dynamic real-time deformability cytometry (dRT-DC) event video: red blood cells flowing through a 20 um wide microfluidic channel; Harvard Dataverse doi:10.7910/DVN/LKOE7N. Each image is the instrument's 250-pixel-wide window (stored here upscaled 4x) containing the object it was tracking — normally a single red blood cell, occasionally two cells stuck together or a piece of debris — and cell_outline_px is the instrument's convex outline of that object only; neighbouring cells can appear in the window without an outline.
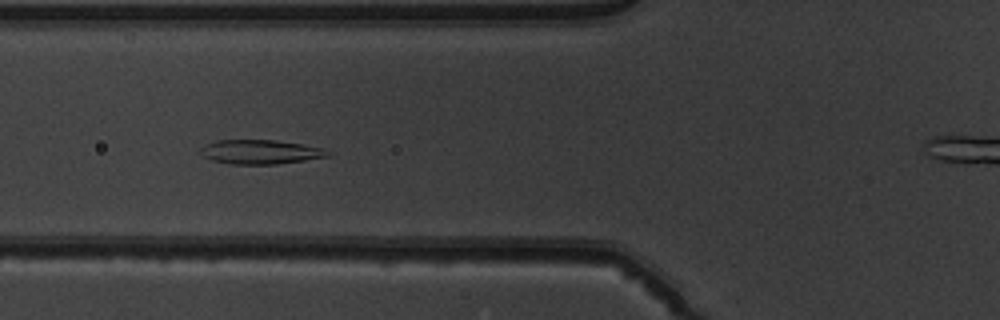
{"species": "common noctule bat (a hibernating species)", "species_latin": "Nyctalus noctula", "temperature_condition": "warm", "stored_images_in_passage": 52, "segment_of_instrument_passage": [1, 2], "camera_frame_rate_fps": 3000, "um_per_image_px": 0.085, "animal": {"sex": "male", "body_mass_g": 19.5, "forearm_length_mm": 54.6}, "frame": {"image": 1, "passage_image": 20, "time_ms": 6.333, "image_size_px": [1000, 320], "cell_outline_px": [[332, 152], [328, 156], [304, 160], [276, 164], [228, 164], [212, 160], [204, 156], [200, 152], [200, 148], [204, 144], [216, 140], [276, 140], [304, 144], [324, 148]], "centroid_in_image_um": [22.13, 12.9], "position_along_channel_um": 103.7, "area_um2": 18.09}}
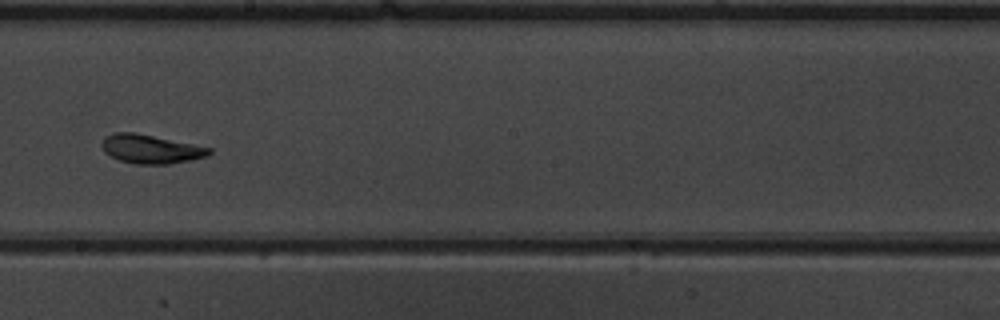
{"frame": {"image": 2, "passage_image": 30, "time_ms": 9.667, "image_size_px": [1000, 320], "cell_outline_px": [[212, 152], [208, 156], [192, 160], [168, 164], [136, 164], [120, 160], [104, 152], [100, 144], [104, 136], [116, 132], [136, 132], [212, 148]], "centroid_in_image_um": [12.81, 12.66], "position_along_channel_um": 235.4, "area_um2": 18.15}}
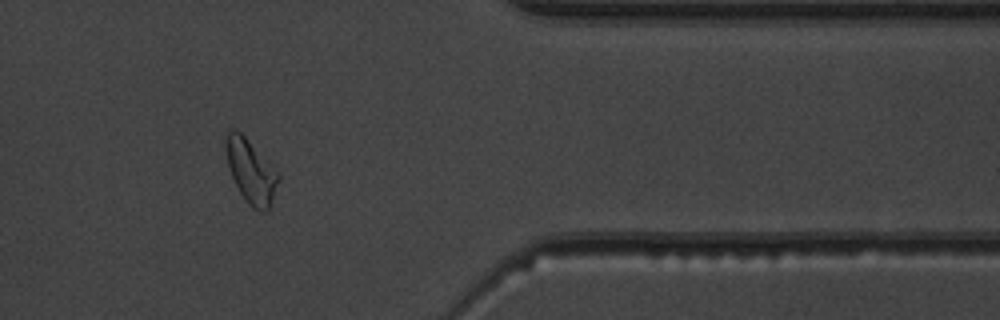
{"frame": {"image": 3, "passage_image": 43, "time_ms": 14.0, "image_size_px": [1000, 320], "cell_outline_px": [[280, 180], [268, 212], [260, 212], [252, 208], [244, 200], [232, 176], [228, 164], [224, 148], [224, 132], [232, 128], [240, 132], [280, 172]], "centroid_in_image_um": [21.33, 14.55], "position_along_channel_um": 390.1, "area_um2": 19.94}}